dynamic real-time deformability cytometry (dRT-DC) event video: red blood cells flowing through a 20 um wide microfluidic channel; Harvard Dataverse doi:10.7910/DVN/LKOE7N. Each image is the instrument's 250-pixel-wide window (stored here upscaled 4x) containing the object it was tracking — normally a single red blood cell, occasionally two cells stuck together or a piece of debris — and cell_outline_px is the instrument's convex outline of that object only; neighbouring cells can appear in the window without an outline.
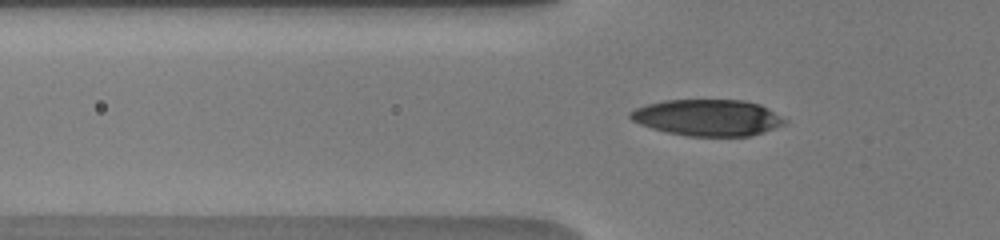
{"species": "human", "species_latin": "Homo sapiens", "temperature_condition": "warm", "stored_images_in_passage": 10, "camera_frame_rate_fps": 3000, "um_per_image_px": 0.085, "donor": {"sex": "male"}, "frame": {"image": 1, "passage_image": 5, "time_ms": 2.333, "image_size_px": [1000, 240], "cell_outline_px": [[788, 120], [784, 124], [748, 136], [688, 136], [668, 132], [652, 128], [640, 124], [632, 120], [628, 116], [628, 112], [636, 108], [648, 104], [664, 100], [744, 100], [760, 104]], "centroid_in_image_um": [60.12, 9.99], "position_along_channel_um": 65.7, "area_um2": 32.48}}
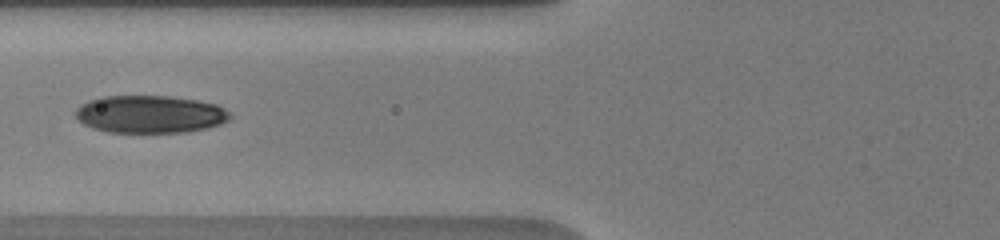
{"frame": {"image": 2, "passage_image": 7, "time_ms": 3.667, "image_size_px": [1000, 240], "cell_outline_px": [[232, 116], [228, 120], [220, 124], [208, 128], [184, 132], [108, 132], [92, 128], [84, 124], [76, 116], [76, 108], [80, 104], [88, 100], [100, 96], [168, 96], [196, 100], [216, 104], [224, 108]], "centroid_in_image_um": [12.74, 9.7], "position_along_channel_um": 113.1, "area_um2": 33.87}}
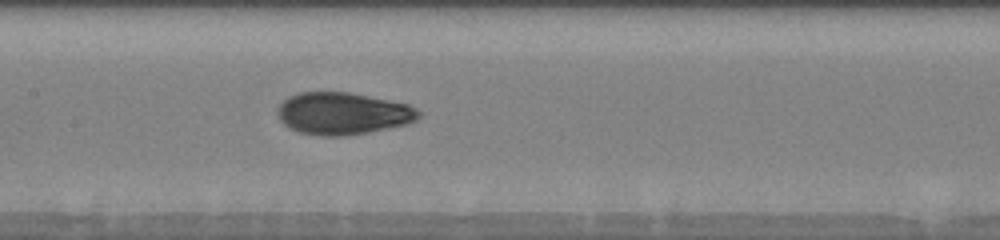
{"frame": {"image": 3, "passage_image": 10, "time_ms": 5.333, "image_size_px": [1000, 240], "cell_outline_px": [[420, 116], [416, 120], [404, 124], [368, 132], [344, 136], [320, 136], [300, 132], [288, 128], [280, 120], [276, 112], [276, 108], [288, 96], [300, 92], [352, 92], [408, 104], [416, 108], [420, 112]], "centroid_in_image_um": [29.1, 9.64], "position_along_channel_um": 178.3, "area_um2": 34.74}}